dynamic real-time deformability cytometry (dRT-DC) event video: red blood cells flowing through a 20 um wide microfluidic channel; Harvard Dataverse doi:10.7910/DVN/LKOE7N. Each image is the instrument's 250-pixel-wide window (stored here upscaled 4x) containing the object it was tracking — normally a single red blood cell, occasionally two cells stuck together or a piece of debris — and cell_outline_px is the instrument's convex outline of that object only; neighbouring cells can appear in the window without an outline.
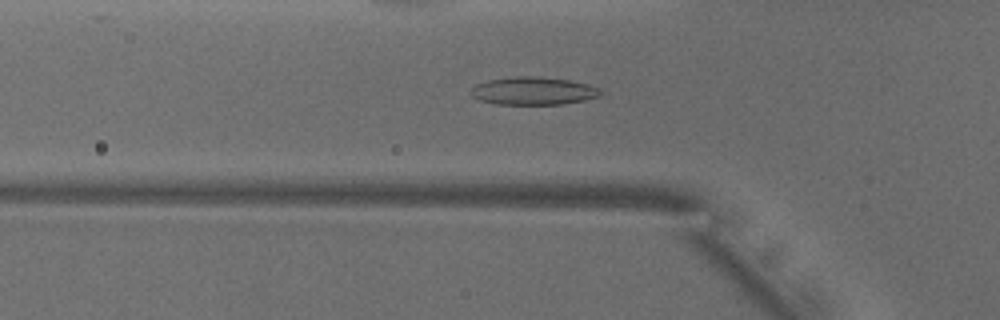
{"species": "common noctule bat (a hibernating species)", "species_latin": "Nyctalus noctula", "temperature_condition": "warm", "stored_images_in_passage": 50, "camera_frame_rate_fps": 3000, "um_per_image_px": 0.085, "animal": {"sex": "male", "body_mass_g": 18.8}, "frame": {"image": 1, "passage_image": 16, "time_ms": 5.0, "image_size_px": [1000, 320], "cell_outline_px": [[604, 92], [600, 96], [584, 100], [564, 104], [496, 104], [480, 100], [472, 96], [468, 92], [476, 84], [488, 80], [512, 76], [532, 76], [568, 80], [588, 84], [600, 88]], "centroid_in_image_um": [45.33, 7.73], "position_along_channel_um": 80.5, "area_um2": 21.15}}
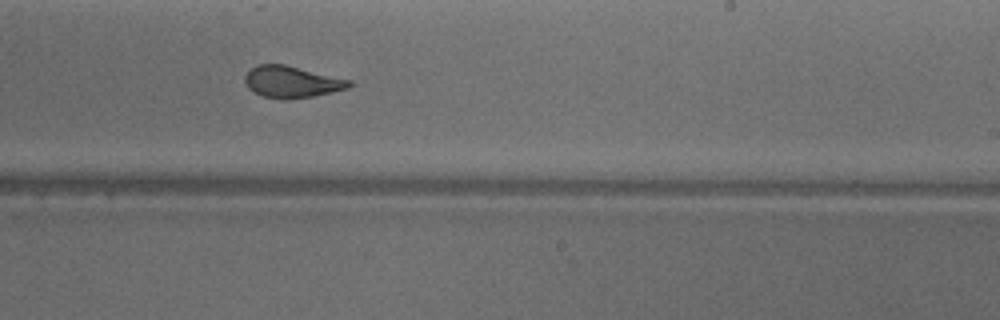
{"frame": {"image": 2, "passage_image": 30, "time_ms": 9.667, "image_size_px": [1000, 320], "cell_outline_px": [[352, 84], [348, 88], [312, 96], [288, 100], [284, 100], [264, 96], [248, 88], [244, 80], [244, 76], [256, 64], [284, 64], [352, 80]], "centroid_in_image_um": [24.79, 6.95], "position_along_channel_um": 264.2, "area_um2": 19.13}}
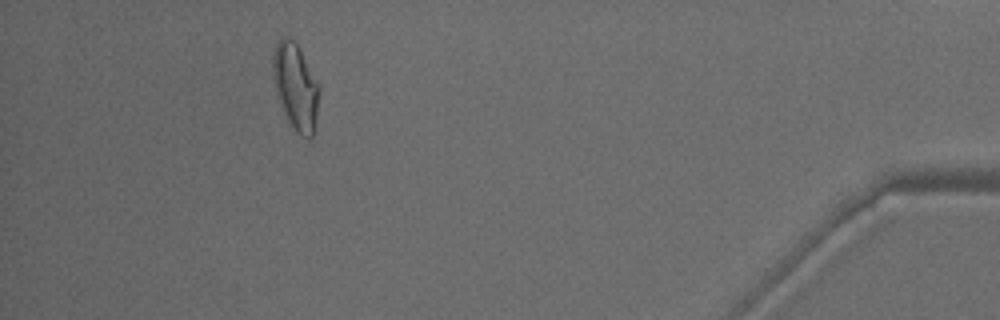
{"frame": {"image": 3, "passage_image": 46, "time_ms": 15.0, "image_size_px": [1000, 320], "cell_outline_px": [[320, 92], [316, 116], [312, 136], [308, 140], [300, 136], [292, 128], [284, 112], [276, 92], [272, 76], [272, 56], [276, 44], [284, 36], [292, 40], [300, 48], [320, 84]], "centroid_in_image_um": [25.14, 7.37], "position_along_channel_um": 410.1, "area_um2": 23.47}, "authors_computed_cell_mechanics": {"area_um2": 20.7502, "velocity_mm_per_s": 3.9198, "shape_relaxation_time_tau1_ms": 11.3433, "shape_relaxation_time_tau2_ms": 1.1302, "deformation_change_tau1": 0.2928, "deformation_change_tau2": 0.0765}}